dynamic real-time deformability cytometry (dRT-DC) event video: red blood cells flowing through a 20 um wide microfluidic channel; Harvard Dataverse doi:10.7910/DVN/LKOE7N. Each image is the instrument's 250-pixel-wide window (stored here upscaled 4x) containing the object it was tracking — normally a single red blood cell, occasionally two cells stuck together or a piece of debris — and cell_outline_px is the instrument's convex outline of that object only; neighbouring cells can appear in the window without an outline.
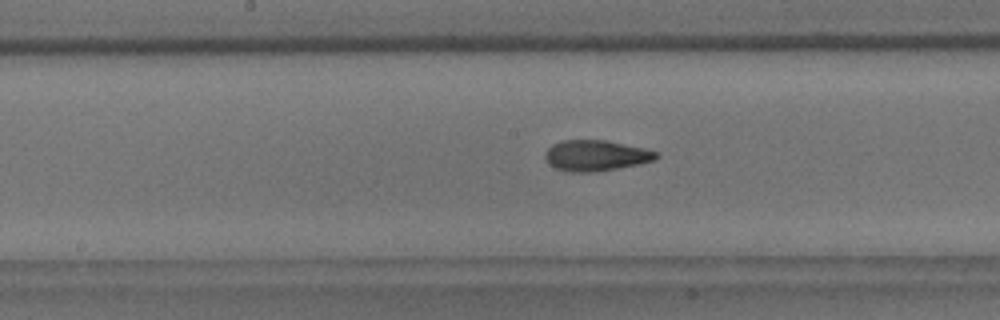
{"species": "common noctule bat (a hibernating species)", "species_latin": "Nyctalus noctula", "temperature_condition": "room temperature", "stored_images_in_passage": 38, "camera_frame_rate_fps": 3000, "um_per_image_px": 0.085, "animal": {"sex": "male", "body_mass_g": 18.8}, "frame": {"image": 1, "passage_image": 12, "time_ms": 3.667, "image_size_px": [1000, 320], "cell_outline_px": [[660, 156], [656, 160], [640, 164], [616, 168], [588, 172], [568, 172], [556, 168], [548, 164], [544, 156], [544, 152], [552, 144], [560, 140], [604, 140], [644, 148], [660, 152]], "centroid_in_image_um": [50.65, 13.21], "position_along_channel_um": 197.6, "area_um2": 20.06}}
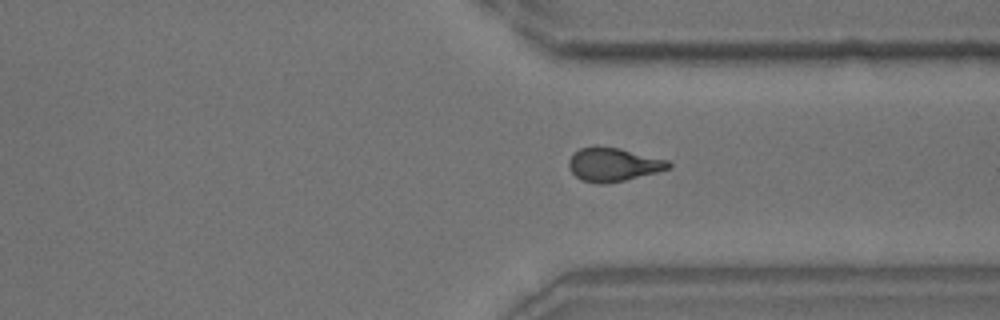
{"frame": {"image": 2, "passage_image": 25, "time_ms": 8.0, "image_size_px": [1000, 320], "cell_outline_px": [[672, 168], [624, 180], [604, 184], [596, 184], [584, 180], [576, 176], [568, 168], [568, 160], [580, 148], [596, 144], [620, 148], [668, 160], [672, 164]], "centroid_in_image_um": [52.12, 13.96], "position_along_channel_um": 359.3, "area_um2": 19.65}}
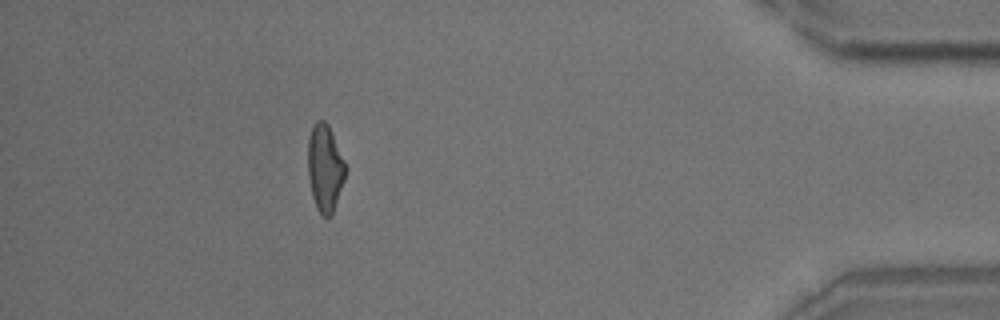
{"frame": {"image": 3, "passage_image": 33, "time_ms": 10.667, "image_size_px": [1000, 320], "cell_outline_px": [[348, 168], [332, 216], [324, 216], [316, 208], [312, 196], [308, 176], [308, 140], [312, 128], [316, 120], [324, 120], [328, 124]], "centroid_in_image_um": [27.63, 14.28], "position_along_channel_um": 407.6, "area_um2": 19.13}, "authors_computed_cell_mechanics": {"area_um2": 19.363, "velocity_mm_per_s": 3.7357, "shape_relaxation_time_tau1_ms": 8.0001, "shape_relaxation_time_tau2_ms": 2.3102, "deformation_change_tau1": 0.1916, "deformation_change_tau2": 0.0907}}